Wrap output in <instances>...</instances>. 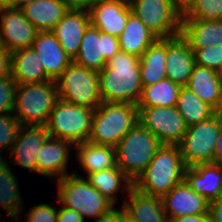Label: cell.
<instances>
[{
  "mask_svg": "<svg viewBox=\"0 0 222 222\" xmlns=\"http://www.w3.org/2000/svg\"><path fill=\"white\" fill-rule=\"evenodd\" d=\"M86 177L89 183L114 205L117 204V196L115 195L120 192L122 185L127 193L134 185V182L117 165L107 170L94 172Z\"/></svg>",
  "mask_w": 222,
  "mask_h": 222,
  "instance_id": "cell-30",
  "label": "cell"
},
{
  "mask_svg": "<svg viewBox=\"0 0 222 222\" xmlns=\"http://www.w3.org/2000/svg\"><path fill=\"white\" fill-rule=\"evenodd\" d=\"M181 86L165 78L155 84L145 86L137 107L176 106Z\"/></svg>",
  "mask_w": 222,
  "mask_h": 222,
  "instance_id": "cell-33",
  "label": "cell"
},
{
  "mask_svg": "<svg viewBox=\"0 0 222 222\" xmlns=\"http://www.w3.org/2000/svg\"><path fill=\"white\" fill-rule=\"evenodd\" d=\"M16 87L12 75L0 78V114L13 113Z\"/></svg>",
  "mask_w": 222,
  "mask_h": 222,
  "instance_id": "cell-37",
  "label": "cell"
},
{
  "mask_svg": "<svg viewBox=\"0 0 222 222\" xmlns=\"http://www.w3.org/2000/svg\"><path fill=\"white\" fill-rule=\"evenodd\" d=\"M157 37L132 12L118 37L120 51L141 57Z\"/></svg>",
  "mask_w": 222,
  "mask_h": 222,
  "instance_id": "cell-28",
  "label": "cell"
},
{
  "mask_svg": "<svg viewBox=\"0 0 222 222\" xmlns=\"http://www.w3.org/2000/svg\"><path fill=\"white\" fill-rule=\"evenodd\" d=\"M132 12L157 38L181 35L183 10L174 0H129Z\"/></svg>",
  "mask_w": 222,
  "mask_h": 222,
  "instance_id": "cell-10",
  "label": "cell"
},
{
  "mask_svg": "<svg viewBox=\"0 0 222 222\" xmlns=\"http://www.w3.org/2000/svg\"><path fill=\"white\" fill-rule=\"evenodd\" d=\"M94 109L58 99L50 112L46 129L50 137L68 140L74 145L89 139Z\"/></svg>",
  "mask_w": 222,
  "mask_h": 222,
  "instance_id": "cell-7",
  "label": "cell"
},
{
  "mask_svg": "<svg viewBox=\"0 0 222 222\" xmlns=\"http://www.w3.org/2000/svg\"><path fill=\"white\" fill-rule=\"evenodd\" d=\"M171 222H211V218L208 214H197L193 216H183L173 219Z\"/></svg>",
  "mask_w": 222,
  "mask_h": 222,
  "instance_id": "cell-44",
  "label": "cell"
},
{
  "mask_svg": "<svg viewBox=\"0 0 222 222\" xmlns=\"http://www.w3.org/2000/svg\"><path fill=\"white\" fill-rule=\"evenodd\" d=\"M181 36L191 49L222 44V20L182 19Z\"/></svg>",
  "mask_w": 222,
  "mask_h": 222,
  "instance_id": "cell-25",
  "label": "cell"
},
{
  "mask_svg": "<svg viewBox=\"0 0 222 222\" xmlns=\"http://www.w3.org/2000/svg\"><path fill=\"white\" fill-rule=\"evenodd\" d=\"M72 145L74 147L68 140L49 137L37 153V173L57 179L68 175L69 148Z\"/></svg>",
  "mask_w": 222,
  "mask_h": 222,
  "instance_id": "cell-20",
  "label": "cell"
},
{
  "mask_svg": "<svg viewBox=\"0 0 222 222\" xmlns=\"http://www.w3.org/2000/svg\"><path fill=\"white\" fill-rule=\"evenodd\" d=\"M221 112H222V83H221Z\"/></svg>",
  "mask_w": 222,
  "mask_h": 222,
  "instance_id": "cell-49",
  "label": "cell"
},
{
  "mask_svg": "<svg viewBox=\"0 0 222 222\" xmlns=\"http://www.w3.org/2000/svg\"><path fill=\"white\" fill-rule=\"evenodd\" d=\"M138 117L137 104L102 101L94 111L88 141L115 147L139 122Z\"/></svg>",
  "mask_w": 222,
  "mask_h": 222,
  "instance_id": "cell-3",
  "label": "cell"
},
{
  "mask_svg": "<svg viewBox=\"0 0 222 222\" xmlns=\"http://www.w3.org/2000/svg\"><path fill=\"white\" fill-rule=\"evenodd\" d=\"M119 51L117 37L100 32L90 24L84 32L79 51L72 62L99 72Z\"/></svg>",
  "mask_w": 222,
  "mask_h": 222,
  "instance_id": "cell-12",
  "label": "cell"
},
{
  "mask_svg": "<svg viewBox=\"0 0 222 222\" xmlns=\"http://www.w3.org/2000/svg\"><path fill=\"white\" fill-rule=\"evenodd\" d=\"M213 163L219 164L220 166H222V127L220 129V132L216 141V150H215Z\"/></svg>",
  "mask_w": 222,
  "mask_h": 222,
  "instance_id": "cell-45",
  "label": "cell"
},
{
  "mask_svg": "<svg viewBox=\"0 0 222 222\" xmlns=\"http://www.w3.org/2000/svg\"><path fill=\"white\" fill-rule=\"evenodd\" d=\"M195 64L220 73L222 69V44L192 49Z\"/></svg>",
  "mask_w": 222,
  "mask_h": 222,
  "instance_id": "cell-36",
  "label": "cell"
},
{
  "mask_svg": "<svg viewBox=\"0 0 222 222\" xmlns=\"http://www.w3.org/2000/svg\"><path fill=\"white\" fill-rule=\"evenodd\" d=\"M57 222H85L82 215L62 205L58 209Z\"/></svg>",
  "mask_w": 222,
  "mask_h": 222,
  "instance_id": "cell-39",
  "label": "cell"
},
{
  "mask_svg": "<svg viewBox=\"0 0 222 222\" xmlns=\"http://www.w3.org/2000/svg\"><path fill=\"white\" fill-rule=\"evenodd\" d=\"M75 147L77 149L76 157L87 176L117 165L115 147L97 145L89 141L77 143Z\"/></svg>",
  "mask_w": 222,
  "mask_h": 222,
  "instance_id": "cell-27",
  "label": "cell"
},
{
  "mask_svg": "<svg viewBox=\"0 0 222 222\" xmlns=\"http://www.w3.org/2000/svg\"><path fill=\"white\" fill-rule=\"evenodd\" d=\"M185 165L177 144H162L133 187L139 192L163 197L184 180Z\"/></svg>",
  "mask_w": 222,
  "mask_h": 222,
  "instance_id": "cell-2",
  "label": "cell"
},
{
  "mask_svg": "<svg viewBox=\"0 0 222 222\" xmlns=\"http://www.w3.org/2000/svg\"><path fill=\"white\" fill-rule=\"evenodd\" d=\"M15 174L6 159L0 158V205L15 221L19 222L23 201Z\"/></svg>",
  "mask_w": 222,
  "mask_h": 222,
  "instance_id": "cell-31",
  "label": "cell"
},
{
  "mask_svg": "<svg viewBox=\"0 0 222 222\" xmlns=\"http://www.w3.org/2000/svg\"><path fill=\"white\" fill-rule=\"evenodd\" d=\"M161 145L159 139L138 122L115 146L116 164L135 182Z\"/></svg>",
  "mask_w": 222,
  "mask_h": 222,
  "instance_id": "cell-4",
  "label": "cell"
},
{
  "mask_svg": "<svg viewBox=\"0 0 222 222\" xmlns=\"http://www.w3.org/2000/svg\"><path fill=\"white\" fill-rule=\"evenodd\" d=\"M0 43L10 53L32 47L39 30L24 16L20 8H0Z\"/></svg>",
  "mask_w": 222,
  "mask_h": 222,
  "instance_id": "cell-13",
  "label": "cell"
},
{
  "mask_svg": "<svg viewBox=\"0 0 222 222\" xmlns=\"http://www.w3.org/2000/svg\"><path fill=\"white\" fill-rule=\"evenodd\" d=\"M58 99L54 80L17 85L14 116L22 125L45 126Z\"/></svg>",
  "mask_w": 222,
  "mask_h": 222,
  "instance_id": "cell-6",
  "label": "cell"
},
{
  "mask_svg": "<svg viewBox=\"0 0 222 222\" xmlns=\"http://www.w3.org/2000/svg\"><path fill=\"white\" fill-rule=\"evenodd\" d=\"M125 222H133V221L127 219V218H126V215H125Z\"/></svg>",
  "mask_w": 222,
  "mask_h": 222,
  "instance_id": "cell-50",
  "label": "cell"
},
{
  "mask_svg": "<svg viewBox=\"0 0 222 222\" xmlns=\"http://www.w3.org/2000/svg\"><path fill=\"white\" fill-rule=\"evenodd\" d=\"M11 75L16 85L51 81L44 71L37 52L32 47L12 53Z\"/></svg>",
  "mask_w": 222,
  "mask_h": 222,
  "instance_id": "cell-24",
  "label": "cell"
},
{
  "mask_svg": "<svg viewBox=\"0 0 222 222\" xmlns=\"http://www.w3.org/2000/svg\"><path fill=\"white\" fill-rule=\"evenodd\" d=\"M1 7L17 8V0H0V8Z\"/></svg>",
  "mask_w": 222,
  "mask_h": 222,
  "instance_id": "cell-46",
  "label": "cell"
},
{
  "mask_svg": "<svg viewBox=\"0 0 222 222\" xmlns=\"http://www.w3.org/2000/svg\"><path fill=\"white\" fill-rule=\"evenodd\" d=\"M122 210L126 218L133 222H170L164 212L162 198L139 192L132 188L128 192Z\"/></svg>",
  "mask_w": 222,
  "mask_h": 222,
  "instance_id": "cell-22",
  "label": "cell"
},
{
  "mask_svg": "<svg viewBox=\"0 0 222 222\" xmlns=\"http://www.w3.org/2000/svg\"><path fill=\"white\" fill-rule=\"evenodd\" d=\"M55 82L58 98L65 102L94 110L102 102L98 71L72 62Z\"/></svg>",
  "mask_w": 222,
  "mask_h": 222,
  "instance_id": "cell-8",
  "label": "cell"
},
{
  "mask_svg": "<svg viewBox=\"0 0 222 222\" xmlns=\"http://www.w3.org/2000/svg\"><path fill=\"white\" fill-rule=\"evenodd\" d=\"M58 202L93 220L112 210L115 205L94 188L86 178L75 172L57 179Z\"/></svg>",
  "mask_w": 222,
  "mask_h": 222,
  "instance_id": "cell-5",
  "label": "cell"
},
{
  "mask_svg": "<svg viewBox=\"0 0 222 222\" xmlns=\"http://www.w3.org/2000/svg\"><path fill=\"white\" fill-rule=\"evenodd\" d=\"M20 9L39 31H52L69 10L62 0H34Z\"/></svg>",
  "mask_w": 222,
  "mask_h": 222,
  "instance_id": "cell-26",
  "label": "cell"
},
{
  "mask_svg": "<svg viewBox=\"0 0 222 222\" xmlns=\"http://www.w3.org/2000/svg\"><path fill=\"white\" fill-rule=\"evenodd\" d=\"M194 53L181 36L166 38V76L172 82L184 87L195 67Z\"/></svg>",
  "mask_w": 222,
  "mask_h": 222,
  "instance_id": "cell-17",
  "label": "cell"
},
{
  "mask_svg": "<svg viewBox=\"0 0 222 222\" xmlns=\"http://www.w3.org/2000/svg\"><path fill=\"white\" fill-rule=\"evenodd\" d=\"M182 19L222 20V0H192L183 10Z\"/></svg>",
  "mask_w": 222,
  "mask_h": 222,
  "instance_id": "cell-34",
  "label": "cell"
},
{
  "mask_svg": "<svg viewBox=\"0 0 222 222\" xmlns=\"http://www.w3.org/2000/svg\"><path fill=\"white\" fill-rule=\"evenodd\" d=\"M90 24L88 11L68 10L52 30L61 47L72 60L76 57L81 39Z\"/></svg>",
  "mask_w": 222,
  "mask_h": 222,
  "instance_id": "cell-18",
  "label": "cell"
},
{
  "mask_svg": "<svg viewBox=\"0 0 222 222\" xmlns=\"http://www.w3.org/2000/svg\"><path fill=\"white\" fill-rule=\"evenodd\" d=\"M11 57L12 53L0 43V78L11 75Z\"/></svg>",
  "mask_w": 222,
  "mask_h": 222,
  "instance_id": "cell-40",
  "label": "cell"
},
{
  "mask_svg": "<svg viewBox=\"0 0 222 222\" xmlns=\"http://www.w3.org/2000/svg\"><path fill=\"white\" fill-rule=\"evenodd\" d=\"M58 210L49 204H38L30 208L27 222H57Z\"/></svg>",
  "mask_w": 222,
  "mask_h": 222,
  "instance_id": "cell-38",
  "label": "cell"
},
{
  "mask_svg": "<svg viewBox=\"0 0 222 222\" xmlns=\"http://www.w3.org/2000/svg\"><path fill=\"white\" fill-rule=\"evenodd\" d=\"M166 38H157L140 57L143 87L161 81L166 76Z\"/></svg>",
  "mask_w": 222,
  "mask_h": 222,
  "instance_id": "cell-29",
  "label": "cell"
},
{
  "mask_svg": "<svg viewBox=\"0 0 222 222\" xmlns=\"http://www.w3.org/2000/svg\"><path fill=\"white\" fill-rule=\"evenodd\" d=\"M139 123L162 144H179L188 126L176 106L138 107Z\"/></svg>",
  "mask_w": 222,
  "mask_h": 222,
  "instance_id": "cell-11",
  "label": "cell"
},
{
  "mask_svg": "<svg viewBox=\"0 0 222 222\" xmlns=\"http://www.w3.org/2000/svg\"><path fill=\"white\" fill-rule=\"evenodd\" d=\"M165 214L170 222L179 217L208 214L210 202L197 194L185 180L162 197Z\"/></svg>",
  "mask_w": 222,
  "mask_h": 222,
  "instance_id": "cell-15",
  "label": "cell"
},
{
  "mask_svg": "<svg viewBox=\"0 0 222 222\" xmlns=\"http://www.w3.org/2000/svg\"><path fill=\"white\" fill-rule=\"evenodd\" d=\"M32 48L37 52L44 71L51 80H56L72 63L52 31H39Z\"/></svg>",
  "mask_w": 222,
  "mask_h": 222,
  "instance_id": "cell-19",
  "label": "cell"
},
{
  "mask_svg": "<svg viewBox=\"0 0 222 222\" xmlns=\"http://www.w3.org/2000/svg\"><path fill=\"white\" fill-rule=\"evenodd\" d=\"M176 108L187 126L207 121L217 113L185 86L180 88Z\"/></svg>",
  "mask_w": 222,
  "mask_h": 222,
  "instance_id": "cell-32",
  "label": "cell"
},
{
  "mask_svg": "<svg viewBox=\"0 0 222 222\" xmlns=\"http://www.w3.org/2000/svg\"><path fill=\"white\" fill-rule=\"evenodd\" d=\"M184 180L209 202L222 197V166L205 163L185 168Z\"/></svg>",
  "mask_w": 222,
  "mask_h": 222,
  "instance_id": "cell-21",
  "label": "cell"
},
{
  "mask_svg": "<svg viewBox=\"0 0 222 222\" xmlns=\"http://www.w3.org/2000/svg\"><path fill=\"white\" fill-rule=\"evenodd\" d=\"M94 222H125V214L122 209L113 208L106 214L99 216Z\"/></svg>",
  "mask_w": 222,
  "mask_h": 222,
  "instance_id": "cell-41",
  "label": "cell"
},
{
  "mask_svg": "<svg viewBox=\"0 0 222 222\" xmlns=\"http://www.w3.org/2000/svg\"><path fill=\"white\" fill-rule=\"evenodd\" d=\"M34 0H17V8H21L25 4L31 3Z\"/></svg>",
  "mask_w": 222,
  "mask_h": 222,
  "instance_id": "cell-48",
  "label": "cell"
},
{
  "mask_svg": "<svg viewBox=\"0 0 222 222\" xmlns=\"http://www.w3.org/2000/svg\"><path fill=\"white\" fill-rule=\"evenodd\" d=\"M209 215L211 222H222V197L210 201Z\"/></svg>",
  "mask_w": 222,
  "mask_h": 222,
  "instance_id": "cell-42",
  "label": "cell"
},
{
  "mask_svg": "<svg viewBox=\"0 0 222 222\" xmlns=\"http://www.w3.org/2000/svg\"><path fill=\"white\" fill-rule=\"evenodd\" d=\"M96 0H62L69 10L89 11Z\"/></svg>",
  "mask_w": 222,
  "mask_h": 222,
  "instance_id": "cell-43",
  "label": "cell"
},
{
  "mask_svg": "<svg viewBox=\"0 0 222 222\" xmlns=\"http://www.w3.org/2000/svg\"><path fill=\"white\" fill-rule=\"evenodd\" d=\"M22 124L13 113L0 114V152L11 146L17 140ZM0 153V158L3 156Z\"/></svg>",
  "mask_w": 222,
  "mask_h": 222,
  "instance_id": "cell-35",
  "label": "cell"
},
{
  "mask_svg": "<svg viewBox=\"0 0 222 222\" xmlns=\"http://www.w3.org/2000/svg\"><path fill=\"white\" fill-rule=\"evenodd\" d=\"M221 83L222 76L219 72L195 65L185 87L216 112H221Z\"/></svg>",
  "mask_w": 222,
  "mask_h": 222,
  "instance_id": "cell-23",
  "label": "cell"
},
{
  "mask_svg": "<svg viewBox=\"0 0 222 222\" xmlns=\"http://www.w3.org/2000/svg\"><path fill=\"white\" fill-rule=\"evenodd\" d=\"M222 127V112L209 120L188 126L178 144L185 167L213 163L216 141Z\"/></svg>",
  "mask_w": 222,
  "mask_h": 222,
  "instance_id": "cell-9",
  "label": "cell"
},
{
  "mask_svg": "<svg viewBox=\"0 0 222 222\" xmlns=\"http://www.w3.org/2000/svg\"><path fill=\"white\" fill-rule=\"evenodd\" d=\"M175 3L184 10L192 0H174Z\"/></svg>",
  "mask_w": 222,
  "mask_h": 222,
  "instance_id": "cell-47",
  "label": "cell"
},
{
  "mask_svg": "<svg viewBox=\"0 0 222 222\" xmlns=\"http://www.w3.org/2000/svg\"><path fill=\"white\" fill-rule=\"evenodd\" d=\"M90 23L100 32L119 37L132 13L129 0H96L89 9Z\"/></svg>",
  "mask_w": 222,
  "mask_h": 222,
  "instance_id": "cell-14",
  "label": "cell"
},
{
  "mask_svg": "<svg viewBox=\"0 0 222 222\" xmlns=\"http://www.w3.org/2000/svg\"><path fill=\"white\" fill-rule=\"evenodd\" d=\"M98 75L102 101L138 103L143 89L139 57L119 51L107 61Z\"/></svg>",
  "mask_w": 222,
  "mask_h": 222,
  "instance_id": "cell-1",
  "label": "cell"
},
{
  "mask_svg": "<svg viewBox=\"0 0 222 222\" xmlns=\"http://www.w3.org/2000/svg\"><path fill=\"white\" fill-rule=\"evenodd\" d=\"M49 137L46 126L22 125L17 140L9 150L13 163L37 173V153Z\"/></svg>",
  "mask_w": 222,
  "mask_h": 222,
  "instance_id": "cell-16",
  "label": "cell"
}]
</instances>
